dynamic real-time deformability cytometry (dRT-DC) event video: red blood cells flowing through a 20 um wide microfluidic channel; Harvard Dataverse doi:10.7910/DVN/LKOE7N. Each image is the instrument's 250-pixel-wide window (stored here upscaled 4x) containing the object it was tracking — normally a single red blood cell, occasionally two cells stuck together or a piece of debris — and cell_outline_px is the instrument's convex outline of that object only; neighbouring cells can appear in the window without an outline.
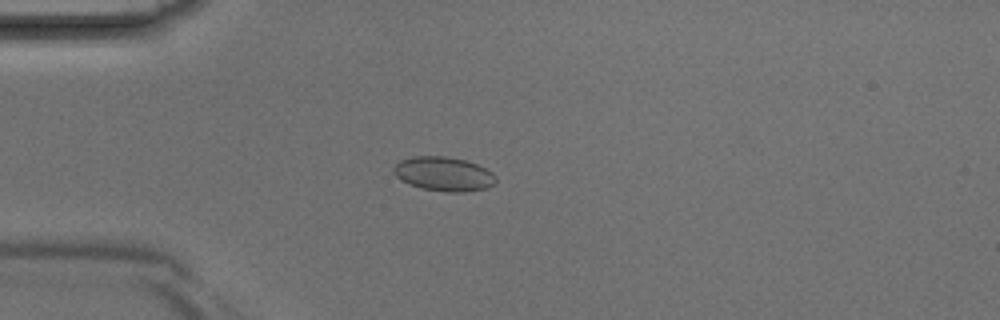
{"species": "Egyptian fruit bat (a non-hibernating species)", "species_latin": "Rousettus aegyptiacus", "temperature_condition": "room temperature", "stored_images_in_passage": 2, "camera_frame_rate_fps": 3000, "um_per_image_px": 0.085, "animal": {"sex": "male"}, "frame": {"image": 1, "passage_image": 2, "time_ms": 0.333, "image_size_px": [1000, 320], "cell_outline_px": [[496, 180], [488, 188], [464, 192], [444, 192], [424, 188], [400, 180], [392, 172], [392, 168], [400, 160], [416, 156], [444, 156], [464, 160], [476, 164], [492, 172], [496, 176]], "centroid_in_image_um": [37.71, 14.78], "position_along_channel_um": 47.3, "area_um2": 20.23}}